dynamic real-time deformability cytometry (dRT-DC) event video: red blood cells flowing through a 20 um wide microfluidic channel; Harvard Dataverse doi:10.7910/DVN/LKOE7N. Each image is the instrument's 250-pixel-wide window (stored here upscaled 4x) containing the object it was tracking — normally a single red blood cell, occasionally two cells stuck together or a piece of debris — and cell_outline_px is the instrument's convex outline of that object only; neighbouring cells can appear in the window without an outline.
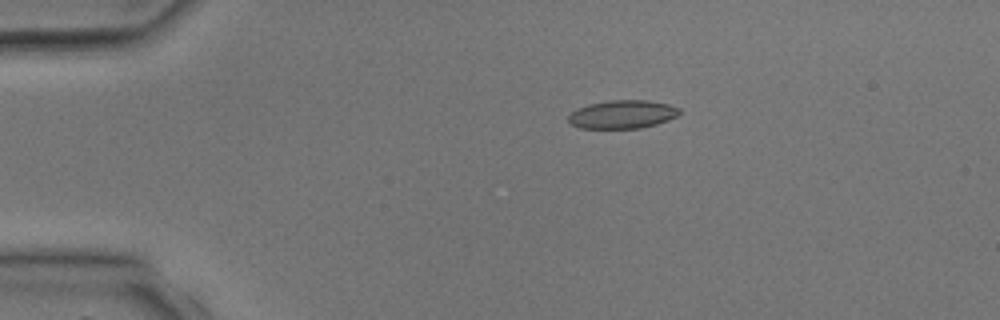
{"species": "common noctule bat (a hibernating species)", "species_latin": "Nyctalus noctula", "temperature_condition": "room temperature", "stored_images_in_passage": 5, "camera_frame_rate_fps": 3000, "um_per_image_px": 0.085, "animal": {"sex": "male", "body_mass_g": 17.9, "forearm_length_mm": 54.2}, "frame": {"image": 1, "passage_image": 3, "time_ms": 2.333, "image_size_px": [1000, 320], "cell_outline_px": [[680, 112], [676, 116], [668, 120], [656, 124], [640, 128], [580, 128], [572, 124], [568, 120], [568, 116], [572, 112], [588, 104], [612, 100], [648, 100], [668, 104], [680, 108]], "centroid_in_image_um": [52.92, 9.72], "position_along_channel_um": 32.1, "area_um2": 18.15}}
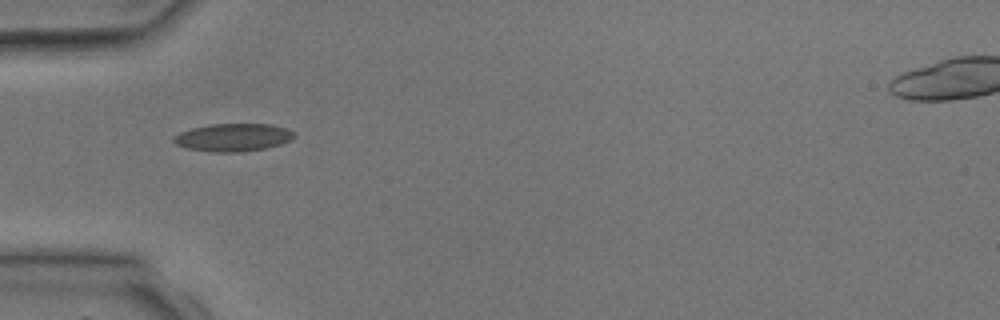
{"frame": {"image": 2, "passage_image": 4, "time_ms": 4.0, "image_size_px": [1000, 320], "cell_outline_px": [[296, 136], [292, 140], [280, 144], [264, 148], [244, 152], [212, 152], [188, 148], [176, 144], [172, 140], [172, 136], [180, 132], [192, 128], [212, 124], [272, 124], [288, 128]], "centroid_in_image_um": [19.83, 11.68], "position_along_channel_um": 65.2, "area_um2": 19.59}}